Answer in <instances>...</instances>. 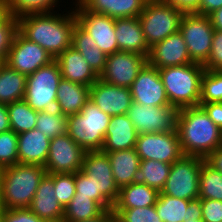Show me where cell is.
Returning a JSON list of instances; mask_svg holds the SVG:
<instances>
[{
  "label": "cell",
  "instance_id": "obj_49",
  "mask_svg": "<svg viewBox=\"0 0 222 222\" xmlns=\"http://www.w3.org/2000/svg\"><path fill=\"white\" fill-rule=\"evenodd\" d=\"M205 162L213 169L222 173V145L211 152L205 158Z\"/></svg>",
  "mask_w": 222,
  "mask_h": 222
},
{
  "label": "cell",
  "instance_id": "obj_23",
  "mask_svg": "<svg viewBox=\"0 0 222 222\" xmlns=\"http://www.w3.org/2000/svg\"><path fill=\"white\" fill-rule=\"evenodd\" d=\"M138 135L127 114L112 116L101 151L115 152L135 148Z\"/></svg>",
  "mask_w": 222,
  "mask_h": 222
},
{
  "label": "cell",
  "instance_id": "obj_28",
  "mask_svg": "<svg viewBox=\"0 0 222 222\" xmlns=\"http://www.w3.org/2000/svg\"><path fill=\"white\" fill-rule=\"evenodd\" d=\"M72 47L80 52L91 69L100 76L104 71L107 55L96 46L95 41L77 23L72 35Z\"/></svg>",
  "mask_w": 222,
  "mask_h": 222
},
{
  "label": "cell",
  "instance_id": "obj_41",
  "mask_svg": "<svg viewBox=\"0 0 222 222\" xmlns=\"http://www.w3.org/2000/svg\"><path fill=\"white\" fill-rule=\"evenodd\" d=\"M54 190L57 200L65 208L76 193L75 173L54 174Z\"/></svg>",
  "mask_w": 222,
  "mask_h": 222
},
{
  "label": "cell",
  "instance_id": "obj_26",
  "mask_svg": "<svg viewBox=\"0 0 222 222\" xmlns=\"http://www.w3.org/2000/svg\"><path fill=\"white\" fill-rule=\"evenodd\" d=\"M89 99L90 87L61 78L55 109L67 116L78 114Z\"/></svg>",
  "mask_w": 222,
  "mask_h": 222
},
{
  "label": "cell",
  "instance_id": "obj_7",
  "mask_svg": "<svg viewBox=\"0 0 222 222\" xmlns=\"http://www.w3.org/2000/svg\"><path fill=\"white\" fill-rule=\"evenodd\" d=\"M81 170L93 182L94 200L104 210H113L119 197L120 188L113 177L107 153L86 151Z\"/></svg>",
  "mask_w": 222,
  "mask_h": 222
},
{
  "label": "cell",
  "instance_id": "obj_19",
  "mask_svg": "<svg viewBox=\"0 0 222 222\" xmlns=\"http://www.w3.org/2000/svg\"><path fill=\"white\" fill-rule=\"evenodd\" d=\"M147 62L157 69L194 63L180 31L154 44L150 48Z\"/></svg>",
  "mask_w": 222,
  "mask_h": 222
},
{
  "label": "cell",
  "instance_id": "obj_34",
  "mask_svg": "<svg viewBox=\"0 0 222 222\" xmlns=\"http://www.w3.org/2000/svg\"><path fill=\"white\" fill-rule=\"evenodd\" d=\"M68 116L57 109L38 111L35 129L44 133L50 140L67 134Z\"/></svg>",
  "mask_w": 222,
  "mask_h": 222
},
{
  "label": "cell",
  "instance_id": "obj_14",
  "mask_svg": "<svg viewBox=\"0 0 222 222\" xmlns=\"http://www.w3.org/2000/svg\"><path fill=\"white\" fill-rule=\"evenodd\" d=\"M86 151L68 134L50 140L44 165L47 174L76 173L82 169Z\"/></svg>",
  "mask_w": 222,
  "mask_h": 222
},
{
  "label": "cell",
  "instance_id": "obj_13",
  "mask_svg": "<svg viewBox=\"0 0 222 222\" xmlns=\"http://www.w3.org/2000/svg\"><path fill=\"white\" fill-rule=\"evenodd\" d=\"M135 150L141 160H157L168 164L184 155L177 131L139 134Z\"/></svg>",
  "mask_w": 222,
  "mask_h": 222
},
{
  "label": "cell",
  "instance_id": "obj_52",
  "mask_svg": "<svg viewBox=\"0 0 222 222\" xmlns=\"http://www.w3.org/2000/svg\"><path fill=\"white\" fill-rule=\"evenodd\" d=\"M11 130L7 105L0 103V133Z\"/></svg>",
  "mask_w": 222,
  "mask_h": 222
},
{
  "label": "cell",
  "instance_id": "obj_42",
  "mask_svg": "<svg viewBox=\"0 0 222 222\" xmlns=\"http://www.w3.org/2000/svg\"><path fill=\"white\" fill-rule=\"evenodd\" d=\"M18 31V20L10 15L0 24V59L6 62L14 36Z\"/></svg>",
  "mask_w": 222,
  "mask_h": 222
},
{
  "label": "cell",
  "instance_id": "obj_27",
  "mask_svg": "<svg viewBox=\"0 0 222 222\" xmlns=\"http://www.w3.org/2000/svg\"><path fill=\"white\" fill-rule=\"evenodd\" d=\"M104 153L108 155L113 177L118 187L132 184L141 161L135 148Z\"/></svg>",
  "mask_w": 222,
  "mask_h": 222
},
{
  "label": "cell",
  "instance_id": "obj_56",
  "mask_svg": "<svg viewBox=\"0 0 222 222\" xmlns=\"http://www.w3.org/2000/svg\"><path fill=\"white\" fill-rule=\"evenodd\" d=\"M183 222H204L202 218H183Z\"/></svg>",
  "mask_w": 222,
  "mask_h": 222
},
{
  "label": "cell",
  "instance_id": "obj_35",
  "mask_svg": "<svg viewBox=\"0 0 222 222\" xmlns=\"http://www.w3.org/2000/svg\"><path fill=\"white\" fill-rule=\"evenodd\" d=\"M199 198L222 201V173L213 169L205 161L200 169Z\"/></svg>",
  "mask_w": 222,
  "mask_h": 222
},
{
  "label": "cell",
  "instance_id": "obj_24",
  "mask_svg": "<svg viewBox=\"0 0 222 222\" xmlns=\"http://www.w3.org/2000/svg\"><path fill=\"white\" fill-rule=\"evenodd\" d=\"M50 139L43 132L32 129L18 134V163L43 166L49 153Z\"/></svg>",
  "mask_w": 222,
  "mask_h": 222
},
{
  "label": "cell",
  "instance_id": "obj_43",
  "mask_svg": "<svg viewBox=\"0 0 222 222\" xmlns=\"http://www.w3.org/2000/svg\"><path fill=\"white\" fill-rule=\"evenodd\" d=\"M203 66L205 70L222 71V31L214 30L210 55Z\"/></svg>",
  "mask_w": 222,
  "mask_h": 222
},
{
  "label": "cell",
  "instance_id": "obj_48",
  "mask_svg": "<svg viewBox=\"0 0 222 222\" xmlns=\"http://www.w3.org/2000/svg\"><path fill=\"white\" fill-rule=\"evenodd\" d=\"M209 118L222 130V102L217 103H199Z\"/></svg>",
  "mask_w": 222,
  "mask_h": 222
},
{
  "label": "cell",
  "instance_id": "obj_57",
  "mask_svg": "<svg viewBox=\"0 0 222 222\" xmlns=\"http://www.w3.org/2000/svg\"><path fill=\"white\" fill-rule=\"evenodd\" d=\"M3 210H4V207L2 205V198H1V192H0V219L2 217Z\"/></svg>",
  "mask_w": 222,
  "mask_h": 222
},
{
  "label": "cell",
  "instance_id": "obj_10",
  "mask_svg": "<svg viewBox=\"0 0 222 222\" xmlns=\"http://www.w3.org/2000/svg\"><path fill=\"white\" fill-rule=\"evenodd\" d=\"M179 31L194 63L204 64L210 55L214 28L210 18L197 13H184Z\"/></svg>",
  "mask_w": 222,
  "mask_h": 222
},
{
  "label": "cell",
  "instance_id": "obj_29",
  "mask_svg": "<svg viewBox=\"0 0 222 222\" xmlns=\"http://www.w3.org/2000/svg\"><path fill=\"white\" fill-rule=\"evenodd\" d=\"M159 191L143 183H132L120 188L113 208L148 207L156 204Z\"/></svg>",
  "mask_w": 222,
  "mask_h": 222
},
{
  "label": "cell",
  "instance_id": "obj_54",
  "mask_svg": "<svg viewBox=\"0 0 222 222\" xmlns=\"http://www.w3.org/2000/svg\"><path fill=\"white\" fill-rule=\"evenodd\" d=\"M114 221H115V215L113 213V210H105L100 216L94 219L78 221V222H114Z\"/></svg>",
  "mask_w": 222,
  "mask_h": 222
},
{
  "label": "cell",
  "instance_id": "obj_20",
  "mask_svg": "<svg viewBox=\"0 0 222 222\" xmlns=\"http://www.w3.org/2000/svg\"><path fill=\"white\" fill-rule=\"evenodd\" d=\"M54 193V174H46L40 181L29 209L47 222H63L64 208Z\"/></svg>",
  "mask_w": 222,
  "mask_h": 222
},
{
  "label": "cell",
  "instance_id": "obj_22",
  "mask_svg": "<svg viewBox=\"0 0 222 222\" xmlns=\"http://www.w3.org/2000/svg\"><path fill=\"white\" fill-rule=\"evenodd\" d=\"M55 60L59 64L62 78L66 80L91 87L99 79L80 52L72 46Z\"/></svg>",
  "mask_w": 222,
  "mask_h": 222
},
{
  "label": "cell",
  "instance_id": "obj_2",
  "mask_svg": "<svg viewBox=\"0 0 222 222\" xmlns=\"http://www.w3.org/2000/svg\"><path fill=\"white\" fill-rule=\"evenodd\" d=\"M177 132L184 155L205 159L222 145V130L201 106L179 109Z\"/></svg>",
  "mask_w": 222,
  "mask_h": 222
},
{
  "label": "cell",
  "instance_id": "obj_58",
  "mask_svg": "<svg viewBox=\"0 0 222 222\" xmlns=\"http://www.w3.org/2000/svg\"><path fill=\"white\" fill-rule=\"evenodd\" d=\"M5 62L2 60V59H0V68H1V66L4 64Z\"/></svg>",
  "mask_w": 222,
  "mask_h": 222
},
{
  "label": "cell",
  "instance_id": "obj_11",
  "mask_svg": "<svg viewBox=\"0 0 222 222\" xmlns=\"http://www.w3.org/2000/svg\"><path fill=\"white\" fill-rule=\"evenodd\" d=\"M179 109L171 105L146 106L131 104L127 115L138 134L177 131Z\"/></svg>",
  "mask_w": 222,
  "mask_h": 222
},
{
  "label": "cell",
  "instance_id": "obj_15",
  "mask_svg": "<svg viewBox=\"0 0 222 222\" xmlns=\"http://www.w3.org/2000/svg\"><path fill=\"white\" fill-rule=\"evenodd\" d=\"M53 60L46 50L17 31L5 63L28 76Z\"/></svg>",
  "mask_w": 222,
  "mask_h": 222
},
{
  "label": "cell",
  "instance_id": "obj_45",
  "mask_svg": "<svg viewBox=\"0 0 222 222\" xmlns=\"http://www.w3.org/2000/svg\"><path fill=\"white\" fill-rule=\"evenodd\" d=\"M201 208L204 222H222V201L201 199Z\"/></svg>",
  "mask_w": 222,
  "mask_h": 222
},
{
  "label": "cell",
  "instance_id": "obj_44",
  "mask_svg": "<svg viewBox=\"0 0 222 222\" xmlns=\"http://www.w3.org/2000/svg\"><path fill=\"white\" fill-rule=\"evenodd\" d=\"M0 222H47L29 208L4 209Z\"/></svg>",
  "mask_w": 222,
  "mask_h": 222
},
{
  "label": "cell",
  "instance_id": "obj_16",
  "mask_svg": "<svg viewBox=\"0 0 222 222\" xmlns=\"http://www.w3.org/2000/svg\"><path fill=\"white\" fill-rule=\"evenodd\" d=\"M146 63L145 56L132 52H115L107 56L104 71L99 78L111 85L130 88Z\"/></svg>",
  "mask_w": 222,
  "mask_h": 222
},
{
  "label": "cell",
  "instance_id": "obj_37",
  "mask_svg": "<svg viewBox=\"0 0 222 222\" xmlns=\"http://www.w3.org/2000/svg\"><path fill=\"white\" fill-rule=\"evenodd\" d=\"M61 0H7L9 13L14 18H20L29 14L56 12Z\"/></svg>",
  "mask_w": 222,
  "mask_h": 222
},
{
  "label": "cell",
  "instance_id": "obj_6",
  "mask_svg": "<svg viewBox=\"0 0 222 222\" xmlns=\"http://www.w3.org/2000/svg\"><path fill=\"white\" fill-rule=\"evenodd\" d=\"M184 13L161 0H148L138 16L148 46L163 41L180 29Z\"/></svg>",
  "mask_w": 222,
  "mask_h": 222
},
{
  "label": "cell",
  "instance_id": "obj_1",
  "mask_svg": "<svg viewBox=\"0 0 222 222\" xmlns=\"http://www.w3.org/2000/svg\"><path fill=\"white\" fill-rule=\"evenodd\" d=\"M62 13L50 12L22 16L17 19L18 31L56 59L72 46V35L77 23L74 9L65 14L64 11Z\"/></svg>",
  "mask_w": 222,
  "mask_h": 222
},
{
  "label": "cell",
  "instance_id": "obj_5",
  "mask_svg": "<svg viewBox=\"0 0 222 222\" xmlns=\"http://www.w3.org/2000/svg\"><path fill=\"white\" fill-rule=\"evenodd\" d=\"M111 116L89 100L67 119V134L85 151H101Z\"/></svg>",
  "mask_w": 222,
  "mask_h": 222
},
{
  "label": "cell",
  "instance_id": "obj_4",
  "mask_svg": "<svg viewBox=\"0 0 222 222\" xmlns=\"http://www.w3.org/2000/svg\"><path fill=\"white\" fill-rule=\"evenodd\" d=\"M204 71V66L199 63L159 69L171 106L178 109L199 106Z\"/></svg>",
  "mask_w": 222,
  "mask_h": 222
},
{
  "label": "cell",
  "instance_id": "obj_25",
  "mask_svg": "<svg viewBox=\"0 0 222 222\" xmlns=\"http://www.w3.org/2000/svg\"><path fill=\"white\" fill-rule=\"evenodd\" d=\"M73 5H83L88 10L113 19L138 17L148 0H75Z\"/></svg>",
  "mask_w": 222,
  "mask_h": 222
},
{
  "label": "cell",
  "instance_id": "obj_40",
  "mask_svg": "<svg viewBox=\"0 0 222 222\" xmlns=\"http://www.w3.org/2000/svg\"><path fill=\"white\" fill-rule=\"evenodd\" d=\"M18 134L13 130L0 133V169L18 163Z\"/></svg>",
  "mask_w": 222,
  "mask_h": 222
},
{
  "label": "cell",
  "instance_id": "obj_51",
  "mask_svg": "<svg viewBox=\"0 0 222 222\" xmlns=\"http://www.w3.org/2000/svg\"><path fill=\"white\" fill-rule=\"evenodd\" d=\"M185 218H202L201 199L190 200L186 209Z\"/></svg>",
  "mask_w": 222,
  "mask_h": 222
},
{
  "label": "cell",
  "instance_id": "obj_39",
  "mask_svg": "<svg viewBox=\"0 0 222 222\" xmlns=\"http://www.w3.org/2000/svg\"><path fill=\"white\" fill-rule=\"evenodd\" d=\"M116 222H162L155 205L136 208H113Z\"/></svg>",
  "mask_w": 222,
  "mask_h": 222
},
{
  "label": "cell",
  "instance_id": "obj_36",
  "mask_svg": "<svg viewBox=\"0 0 222 222\" xmlns=\"http://www.w3.org/2000/svg\"><path fill=\"white\" fill-rule=\"evenodd\" d=\"M189 201L159 193L155 208L162 222H183Z\"/></svg>",
  "mask_w": 222,
  "mask_h": 222
},
{
  "label": "cell",
  "instance_id": "obj_53",
  "mask_svg": "<svg viewBox=\"0 0 222 222\" xmlns=\"http://www.w3.org/2000/svg\"><path fill=\"white\" fill-rule=\"evenodd\" d=\"M214 30L222 31V7L208 15Z\"/></svg>",
  "mask_w": 222,
  "mask_h": 222
},
{
  "label": "cell",
  "instance_id": "obj_33",
  "mask_svg": "<svg viewBox=\"0 0 222 222\" xmlns=\"http://www.w3.org/2000/svg\"><path fill=\"white\" fill-rule=\"evenodd\" d=\"M10 128L16 134L35 129L38 111L22 99L7 105Z\"/></svg>",
  "mask_w": 222,
  "mask_h": 222
},
{
  "label": "cell",
  "instance_id": "obj_50",
  "mask_svg": "<svg viewBox=\"0 0 222 222\" xmlns=\"http://www.w3.org/2000/svg\"><path fill=\"white\" fill-rule=\"evenodd\" d=\"M222 7V0H200L199 14L208 16Z\"/></svg>",
  "mask_w": 222,
  "mask_h": 222
},
{
  "label": "cell",
  "instance_id": "obj_46",
  "mask_svg": "<svg viewBox=\"0 0 222 222\" xmlns=\"http://www.w3.org/2000/svg\"><path fill=\"white\" fill-rule=\"evenodd\" d=\"M76 193L79 196L90 197L94 200V186L91 178L82 170L75 173Z\"/></svg>",
  "mask_w": 222,
  "mask_h": 222
},
{
  "label": "cell",
  "instance_id": "obj_47",
  "mask_svg": "<svg viewBox=\"0 0 222 222\" xmlns=\"http://www.w3.org/2000/svg\"><path fill=\"white\" fill-rule=\"evenodd\" d=\"M182 11L183 13H197L199 14L200 0H161Z\"/></svg>",
  "mask_w": 222,
  "mask_h": 222
},
{
  "label": "cell",
  "instance_id": "obj_21",
  "mask_svg": "<svg viewBox=\"0 0 222 222\" xmlns=\"http://www.w3.org/2000/svg\"><path fill=\"white\" fill-rule=\"evenodd\" d=\"M115 33L119 51L132 52L148 58L150 47L145 40L139 17L115 19Z\"/></svg>",
  "mask_w": 222,
  "mask_h": 222
},
{
  "label": "cell",
  "instance_id": "obj_32",
  "mask_svg": "<svg viewBox=\"0 0 222 222\" xmlns=\"http://www.w3.org/2000/svg\"><path fill=\"white\" fill-rule=\"evenodd\" d=\"M105 210L90 197L75 194L64 208L63 222L91 220L100 216Z\"/></svg>",
  "mask_w": 222,
  "mask_h": 222
},
{
  "label": "cell",
  "instance_id": "obj_18",
  "mask_svg": "<svg viewBox=\"0 0 222 222\" xmlns=\"http://www.w3.org/2000/svg\"><path fill=\"white\" fill-rule=\"evenodd\" d=\"M108 115L127 114L133 99L130 88L111 85L100 78L90 87V99Z\"/></svg>",
  "mask_w": 222,
  "mask_h": 222
},
{
  "label": "cell",
  "instance_id": "obj_55",
  "mask_svg": "<svg viewBox=\"0 0 222 222\" xmlns=\"http://www.w3.org/2000/svg\"><path fill=\"white\" fill-rule=\"evenodd\" d=\"M9 16L10 13L7 0H0V24L3 23Z\"/></svg>",
  "mask_w": 222,
  "mask_h": 222
},
{
  "label": "cell",
  "instance_id": "obj_12",
  "mask_svg": "<svg viewBox=\"0 0 222 222\" xmlns=\"http://www.w3.org/2000/svg\"><path fill=\"white\" fill-rule=\"evenodd\" d=\"M77 24L90 35L96 46L107 56L119 52L115 36V19L94 13L83 5L73 7Z\"/></svg>",
  "mask_w": 222,
  "mask_h": 222
},
{
  "label": "cell",
  "instance_id": "obj_30",
  "mask_svg": "<svg viewBox=\"0 0 222 222\" xmlns=\"http://www.w3.org/2000/svg\"><path fill=\"white\" fill-rule=\"evenodd\" d=\"M25 74L4 63L0 68V103L11 104L24 98L26 89Z\"/></svg>",
  "mask_w": 222,
  "mask_h": 222
},
{
  "label": "cell",
  "instance_id": "obj_9",
  "mask_svg": "<svg viewBox=\"0 0 222 222\" xmlns=\"http://www.w3.org/2000/svg\"><path fill=\"white\" fill-rule=\"evenodd\" d=\"M204 158L183 155L171 164V169L161 194L186 200L199 198V177Z\"/></svg>",
  "mask_w": 222,
  "mask_h": 222
},
{
  "label": "cell",
  "instance_id": "obj_38",
  "mask_svg": "<svg viewBox=\"0 0 222 222\" xmlns=\"http://www.w3.org/2000/svg\"><path fill=\"white\" fill-rule=\"evenodd\" d=\"M222 102V71L205 70L201 78L200 103Z\"/></svg>",
  "mask_w": 222,
  "mask_h": 222
},
{
  "label": "cell",
  "instance_id": "obj_3",
  "mask_svg": "<svg viewBox=\"0 0 222 222\" xmlns=\"http://www.w3.org/2000/svg\"><path fill=\"white\" fill-rule=\"evenodd\" d=\"M46 174L43 166L30 164L17 163L0 169V192L4 209L29 208Z\"/></svg>",
  "mask_w": 222,
  "mask_h": 222
},
{
  "label": "cell",
  "instance_id": "obj_8",
  "mask_svg": "<svg viewBox=\"0 0 222 222\" xmlns=\"http://www.w3.org/2000/svg\"><path fill=\"white\" fill-rule=\"evenodd\" d=\"M61 78L59 64L54 59L27 76L23 99L36 111L55 109L58 84Z\"/></svg>",
  "mask_w": 222,
  "mask_h": 222
},
{
  "label": "cell",
  "instance_id": "obj_17",
  "mask_svg": "<svg viewBox=\"0 0 222 222\" xmlns=\"http://www.w3.org/2000/svg\"><path fill=\"white\" fill-rule=\"evenodd\" d=\"M133 102L146 106L170 105L159 69L148 62L138 73L130 87Z\"/></svg>",
  "mask_w": 222,
  "mask_h": 222
},
{
  "label": "cell",
  "instance_id": "obj_31",
  "mask_svg": "<svg viewBox=\"0 0 222 222\" xmlns=\"http://www.w3.org/2000/svg\"><path fill=\"white\" fill-rule=\"evenodd\" d=\"M171 164L157 160H141L133 183H143L161 192L169 176Z\"/></svg>",
  "mask_w": 222,
  "mask_h": 222
}]
</instances>
